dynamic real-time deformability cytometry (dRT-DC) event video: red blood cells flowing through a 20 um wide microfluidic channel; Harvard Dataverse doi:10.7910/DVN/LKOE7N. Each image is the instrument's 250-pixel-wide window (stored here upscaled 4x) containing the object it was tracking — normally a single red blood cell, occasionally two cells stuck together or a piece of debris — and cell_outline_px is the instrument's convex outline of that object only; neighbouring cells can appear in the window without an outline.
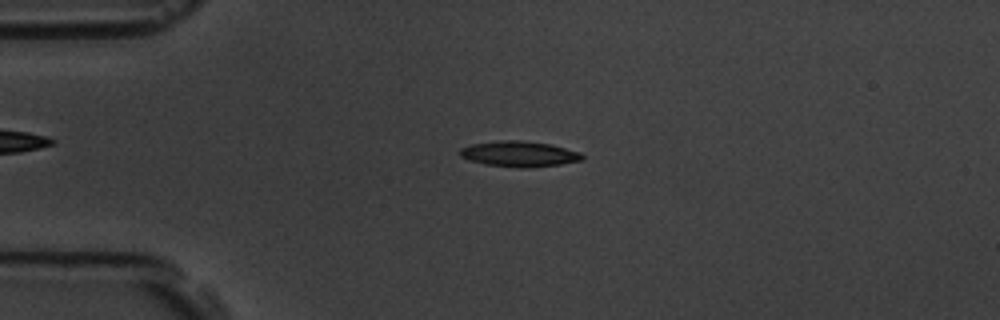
{"species": "common noctule bat (a hibernating species)", "species_latin": "Nyctalus noctula", "temperature_condition": "room temperature", "stored_images_in_passage": 56, "camera_frame_rate_fps": 3000, "um_per_image_px": 0.085, "animal": {"sex": "male", "body_mass_g": 19.5, "forearm_length_mm": 54.6}, "frame": {"image": 1, "passage_image": 13, "time_ms": 4.0, "image_size_px": [1000, 320], "cell_outline_px": [[584, 156], [580, 160], [560, 164], [528, 168], [520, 168], [484, 164], [468, 160], [460, 156], [460, 148], [468, 144], [500, 140], [524, 140], [552, 144], [580, 152]], "centroid_in_image_um": [44.09, 13.07], "position_along_channel_um": 40.9, "area_um2": 18.44}}
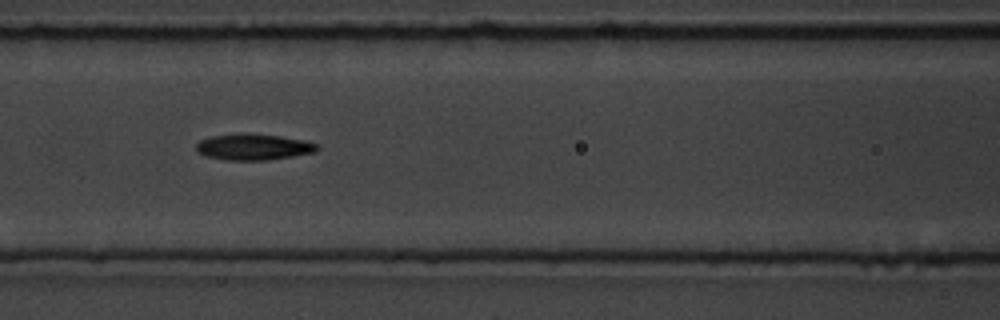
{"frame": {"image": 2, "passage_image": 24, "time_ms": 7.667, "image_size_px": [1000, 320], "cell_outline_px": [[320, 148], [316, 152], [268, 160], [224, 160], [204, 156], [196, 148], [196, 144], [200, 140], [212, 136], [240, 132], [248, 132], [280, 136], [304, 140], [320, 144]], "centroid_in_image_um": [21.57, 12.48], "position_along_channel_um": 145.0, "area_um2": 18.79}}
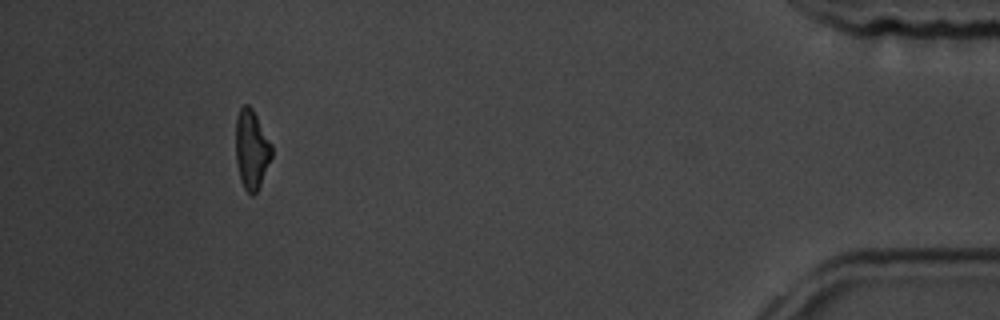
{"frame": {"image": 3, "passage_image": 52, "time_ms": 17.0, "image_size_px": [1000, 320], "cell_outline_px": [[272, 156], [260, 184], [256, 192], [252, 196], [244, 188], [240, 176], [236, 160], [236, 116], [240, 108], [244, 104], [248, 104], [252, 108], [272, 144]], "centroid_in_image_um": [21.38, 12.66], "position_along_channel_um": 413.8, "area_um2": 16.42}, "authors_computed_cell_mechanics": {"area_um2": 17.2822, "velocity_mm_per_s": 3.5694, "shape_relaxation_time_tau1_ms": 4.6956, "shape_relaxation_time_tau2_ms": 11.1689, "deformation_change_tau1": 0.149, "deformation_change_tau2": 0.2474}}